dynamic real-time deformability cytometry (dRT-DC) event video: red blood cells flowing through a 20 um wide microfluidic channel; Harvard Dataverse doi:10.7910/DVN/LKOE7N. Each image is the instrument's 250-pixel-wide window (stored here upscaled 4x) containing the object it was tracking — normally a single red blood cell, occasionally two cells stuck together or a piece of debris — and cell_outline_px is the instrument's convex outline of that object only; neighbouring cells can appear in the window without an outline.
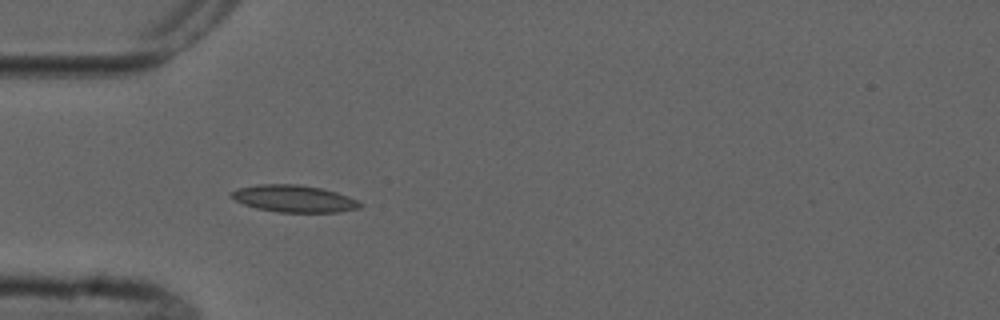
{"species": "common noctule bat (a hibernating species)", "species_latin": "Nyctalus noctula", "temperature_condition": "cold", "stored_images_in_passage": 2, "camera_frame_rate_fps": 3000, "um_per_image_px": 0.085, "animal": {"sex": "male", "forearm_length_mm": 52.5}, "frame": {"image": 1, "passage_image": 1, "time_ms": 0.0, "image_size_px": [1000, 320], "cell_outline_px": [[364, 204], [360, 208], [340, 212], [280, 212], [256, 208], [244, 204], [228, 196], [228, 192], [236, 188], [256, 184], [300, 184], [320, 188], [336, 192], [356, 200]], "centroid_in_image_um": [24.94, 16.88], "position_along_channel_um": 60.1, "area_um2": 20.4}}
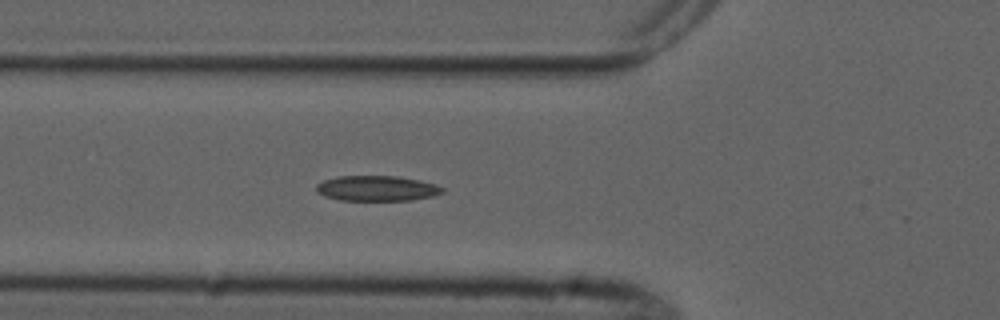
{"frame": {"image": 2, "passage_image": 2, "time_ms": 1.0, "image_size_px": [1000, 320], "cell_outline_px": [[444, 192], [432, 196], [412, 200], [340, 200], [324, 196], [316, 192], [316, 184], [324, 180], [336, 176], [396, 176], [420, 180], [436, 184], [444, 188]], "centroid_in_image_um": [32.02, 16.01], "position_along_channel_um": 93.8, "area_um2": 18.67}}